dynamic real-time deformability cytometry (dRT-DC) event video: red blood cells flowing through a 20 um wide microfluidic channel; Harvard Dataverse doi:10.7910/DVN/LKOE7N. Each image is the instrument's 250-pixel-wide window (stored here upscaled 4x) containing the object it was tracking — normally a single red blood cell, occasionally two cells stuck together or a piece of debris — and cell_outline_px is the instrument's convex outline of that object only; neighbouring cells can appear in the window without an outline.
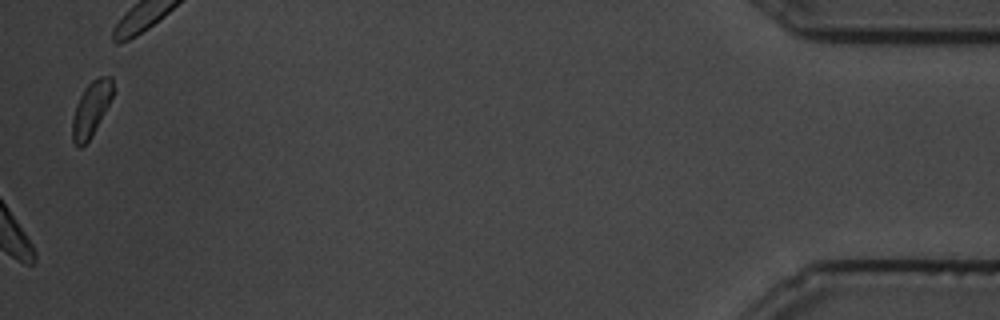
{"species": "common noctule bat (a hibernating species)", "species_latin": "Nyctalus noctula", "temperature_condition": "cold", "stored_images_in_passage": 24, "camera_frame_rate_fps": 3000, "um_per_image_px": 0.085, "animal": {"sex": "male", "body_mass_g": 19.5, "forearm_length_mm": 54.6}, "frame": {"image": 1, "passage_image": 24, "time_ms": 7.667, "image_size_px": [1000, 320], "cell_outline_px": [[112, 96], [92, 136], [80, 148], [76, 148], [72, 140], [72, 120], [76, 104], [84, 88], [92, 80], [100, 76], [112, 76]], "centroid_in_image_um": [7.71, 9.27], "position_along_channel_um": 427.5, "area_um2": 12.77}}